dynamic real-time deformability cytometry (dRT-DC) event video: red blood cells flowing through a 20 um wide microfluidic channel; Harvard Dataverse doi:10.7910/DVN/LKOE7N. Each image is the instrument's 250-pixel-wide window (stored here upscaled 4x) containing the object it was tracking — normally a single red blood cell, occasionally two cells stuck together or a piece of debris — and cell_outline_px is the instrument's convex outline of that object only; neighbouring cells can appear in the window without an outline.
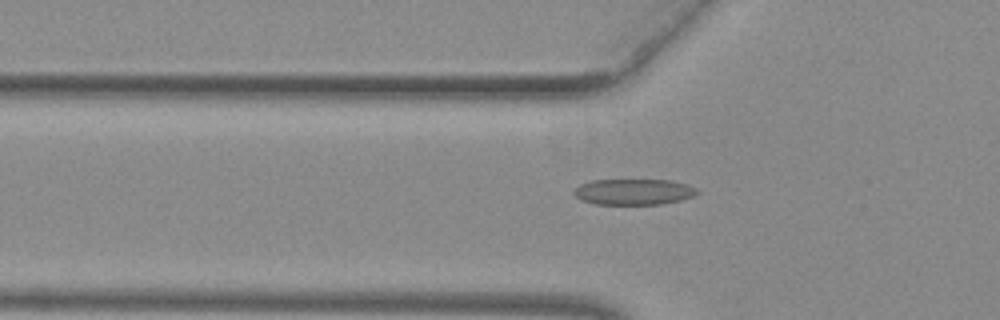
{"species": "common noctule bat (a hibernating species)", "species_latin": "Nyctalus noctula", "temperature_condition": "warm", "stored_images_in_passage": 50, "camera_frame_rate_fps": 3000, "um_per_image_px": 0.085, "animal": {"sex": "female", "body_mass_g": 29.2, "forearm_length_mm": 56.3}, "frame": {"image": 1, "passage_image": 19, "time_ms": 6.0, "image_size_px": [1000, 320], "cell_outline_px": [[700, 192], [692, 196], [680, 200], [660, 204], [596, 204], [580, 200], [572, 192], [580, 184], [592, 180], [672, 180], [688, 184], [696, 188]], "centroid_in_image_um": [53.86, 16.3], "position_along_channel_um": 71.9, "area_um2": 18.61}}
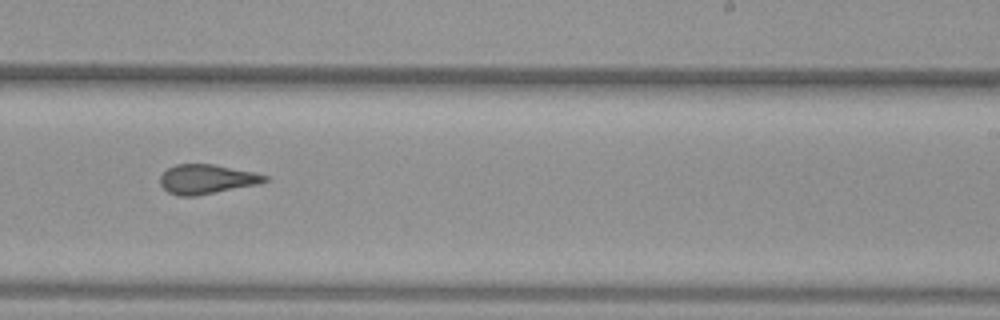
{"frame": {"image": 2, "passage_image": 34, "time_ms": 11.0, "image_size_px": [1000, 320], "cell_outline_px": [[268, 180], [260, 184], [196, 196], [176, 196], [168, 192], [160, 184], [160, 176], [168, 168], [176, 164], [212, 164], [256, 172], [268, 176]], "centroid_in_image_um": [17.58, 15.23], "position_along_channel_um": 271.4, "area_um2": 18.09}}
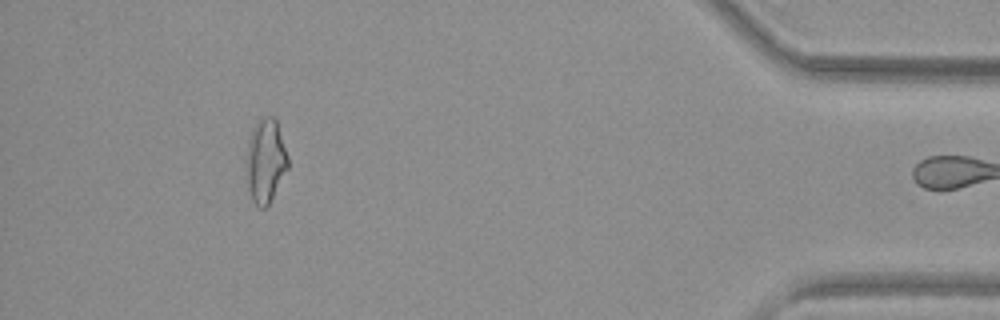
{"frame": {"image": 3, "passage_image": 49, "time_ms": 16.0, "image_size_px": [1000, 320], "cell_outline_px": [[288, 168], [268, 204], [264, 208], [260, 208], [252, 200], [248, 188], [248, 140], [252, 128], [264, 116], [276, 116], [288, 156]], "centroid_in_image_um": [22.6, 13.62], "position_along_channel_um": 412.6, "area_um2": 19.94}, "authors_computed_cell_mechanics": {"area_um2": 18.9873, "velocity_mm_per_s": 3.9861, "shape_relaxation_time_tau1_ms": null, "shape_relaxation_time_tau2_ms": 1.3093, "deformation_change_tau1": null, "deformation_change_tau2": 0.0799}}